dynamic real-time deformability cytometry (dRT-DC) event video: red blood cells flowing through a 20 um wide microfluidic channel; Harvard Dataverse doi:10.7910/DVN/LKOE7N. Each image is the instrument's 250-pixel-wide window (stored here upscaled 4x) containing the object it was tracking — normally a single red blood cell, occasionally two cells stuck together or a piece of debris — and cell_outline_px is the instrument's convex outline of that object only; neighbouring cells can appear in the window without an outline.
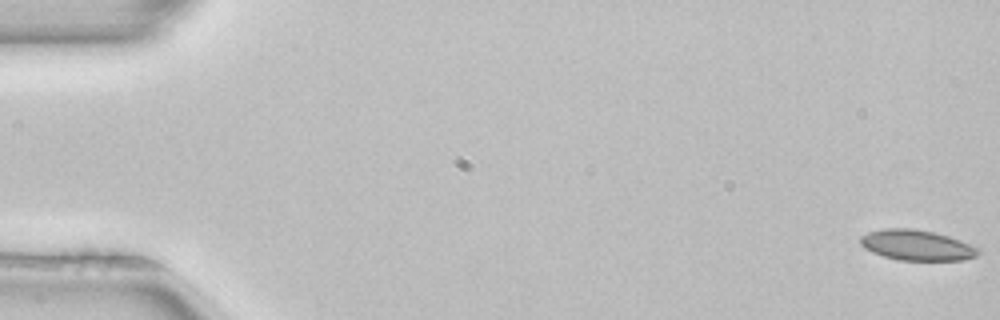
{"species": "common noctule bat (a hibernating species)", "species_latin": "Nyctalus noctula", "temperature_condition": "room temperature", "stored_images_in_passage": 52, "camera_frame_rate_fps": 3000, "um_per_image_px": 0.085, "animal": {"sex": "female", "body_mass_g": 22.7, "forearm_length_mm": 54.2}, "frame": {"image": 1, "passage_image": 1, "time_ms": 0.0, "image_size_px": [1000, 320], "cell_outline_px": [[980, 252], [976, 256], [964, 260], [900, 260], [884, 256], [872, 252], [864, 248], [860, 244], [860, 236], [868, 232], [884, 228], [912, 228], [932, 232], [948, 236], [960, 240], [980, 248]], "centroid_in_image_um": [77.92, 20.84], "position_along_channel_um": 7.1, "area_um2": 20.92}}
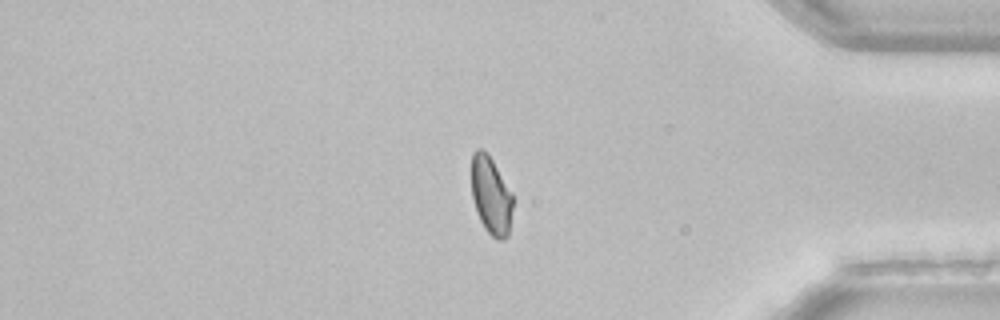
{"frame": {"image": 2, "passage_image": 44, "time_ms": 14.333, "image_size_px": [1000, 320], "cell_outline_px": [[512, 208], [508, 236], [504, 240], [496, 240], [484, 228], [476, 212], [472, 196], [472, 152], [476, 148], [480, 148], [488, 152], [512, 192]], "centroid_in_image_um": [41.73, 16.6], "position_along_channel_um": 393.5, "area_um2": 18.96}}
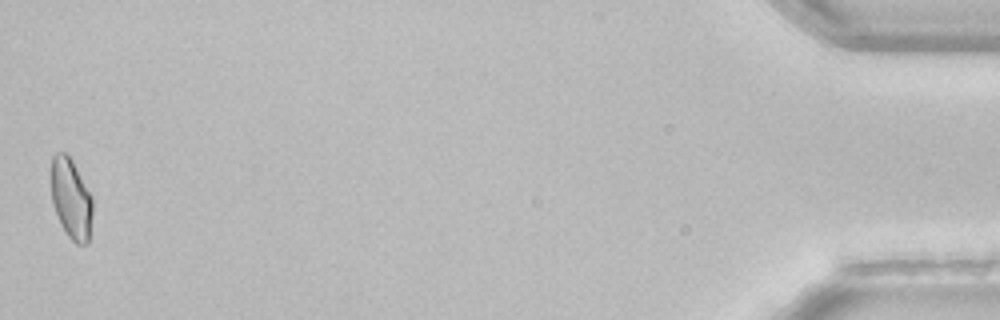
{"frame": {"image": 3, "passage_image": 52, "time_ms": 17.0, "image_size_px": [1000, 320], "cell_outline_px": [[92, 212], [88, 244], [76, 244], [68, 236], [60, 224], [52, 204], [52, 156], [56, 152], [64, 152], [72, 160], [92, 196]], "centroid_in_image_um": [6.04, 16.91], "position_along_channel_um": 429.2, "area_um2": 19.31}, "authors_computed_cell_mechanics": {"area_um2": 20.519, "velocity_mm_per_s": 3.959, "shape_relaxation_time_tau1_ms": 6.9366, "shape_relaxation_time_tau2_ms": 3.6805, "deformation_change_tau1": 0.1123, "deformation_change_tau2": 0.0582}}